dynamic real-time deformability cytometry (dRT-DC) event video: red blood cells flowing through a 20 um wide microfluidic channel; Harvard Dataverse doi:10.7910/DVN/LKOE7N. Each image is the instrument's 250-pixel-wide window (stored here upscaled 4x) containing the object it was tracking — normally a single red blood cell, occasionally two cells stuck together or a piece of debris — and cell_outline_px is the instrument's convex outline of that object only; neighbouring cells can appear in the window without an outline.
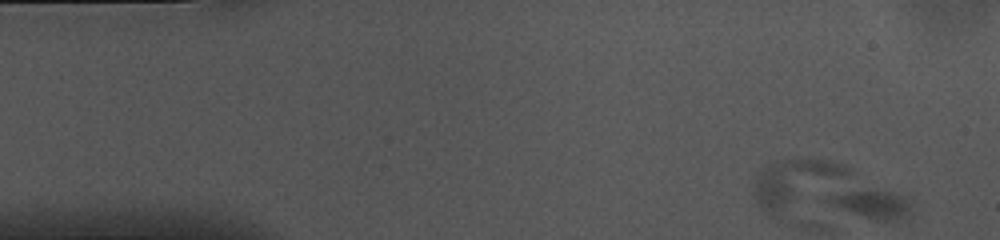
{"species": "common noctule bat (a hibernating species)", "species_latin": "Nyctalus noctula", "temperature_condition": "cold", "stored_images_in_passage": 2, "camera_frame_rate_fps": 3000, "um_per_image_px": 0.085, "animal": {"sex": "female", "body_mass_g": 10.0, "forearm_length_mm": 53.1}, "frame": {"image": 1, "passage_image": 2, "time_ms": 0.333, "image_size_px": [1000, 240], "cell_outline_px": [[912, 212], [900, 220], [876, 220], [840, 208], [824, 200], [824, 196], [852, 188], [896, 192], [908, 196]], "centroid_in_image_um": [74.15, 17.29], "position_along_channel_um": 10.9, "area_um2": 14.16}}